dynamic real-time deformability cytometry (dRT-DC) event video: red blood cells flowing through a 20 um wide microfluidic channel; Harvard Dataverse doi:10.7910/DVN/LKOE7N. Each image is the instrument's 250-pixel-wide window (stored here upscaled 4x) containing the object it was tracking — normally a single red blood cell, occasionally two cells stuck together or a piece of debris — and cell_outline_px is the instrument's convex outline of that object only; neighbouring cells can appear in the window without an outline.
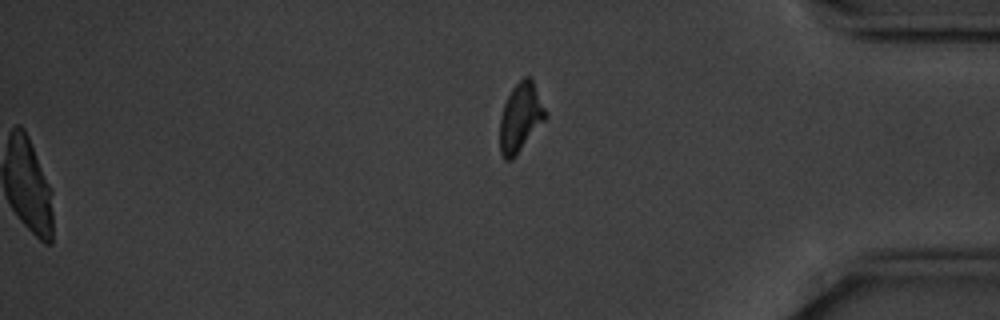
{"species": "common noctule bat (a hibernating species)", "species_latin": "Nyctalus noctula", "temperature_condition": "cold", "stored_images_in_passage": 57, "segment_of_instrument_passage": [2, 2], "camera_frame_rate_fps": 3000, "um_per_image_px": 0.085, "animal": {"sex": "male", "body_mass_g": 20.1, "forearm_length_mm": 53.5}, "frame": {"image": 1, "passage_image": 57, "time_ms": 18.667, "image_size_px": [1000, 320], "cell_outline_px": [[548, 116], [512, 160], [504, 160], [500, 152], [500, 116], [504, 104], [512, 88], [524, 76], [532, 76]], "centroid_in_image_um": [44.24, 9.96], "position_along_channel_um": 391.0, "area_um2": 18.32}}